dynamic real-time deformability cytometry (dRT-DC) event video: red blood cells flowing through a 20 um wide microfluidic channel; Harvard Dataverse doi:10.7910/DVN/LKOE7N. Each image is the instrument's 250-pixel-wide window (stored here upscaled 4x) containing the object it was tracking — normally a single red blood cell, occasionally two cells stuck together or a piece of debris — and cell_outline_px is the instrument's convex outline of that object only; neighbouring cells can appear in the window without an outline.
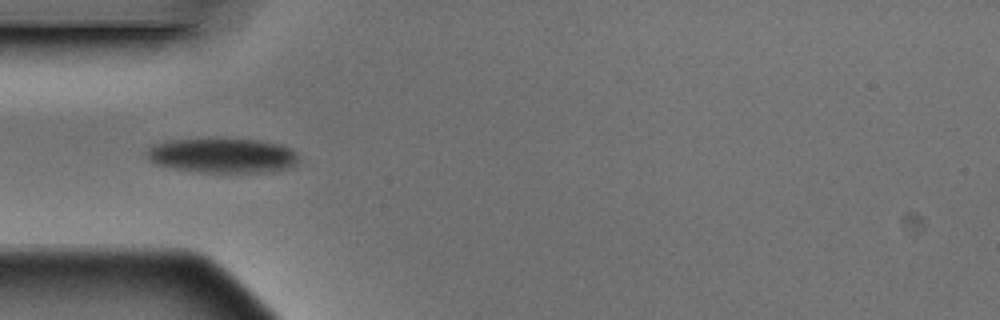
{"species": "Egyptian fruit bat (a non-hibernating species)", "species_latin": "Rousettus aegyptiacus", "temperature_condition": "warm", "stored_images_in_passage": 4, "camera_frame_rate_fps": 3000, "um_per_image_px": 0.085, "animal": {"sex": "male"}, "frame": {"image": 1, "passage_image": 4, "time_ms": 1.0, "image_size_px": [1000, 320], "cell_outline_px": [[296, 164], [288, 168], [272, 172], [204, 172], [172, 168], [156, 164], [148, 160], [148, 148], [156, 144], [172, 140], [260, 140], [280, 144], [292, 148], [296, 152]], "centroid_in_image_um": [18.96, 13.24], "position_along_channel_um": 66.0, "area_um2": 30.23}}